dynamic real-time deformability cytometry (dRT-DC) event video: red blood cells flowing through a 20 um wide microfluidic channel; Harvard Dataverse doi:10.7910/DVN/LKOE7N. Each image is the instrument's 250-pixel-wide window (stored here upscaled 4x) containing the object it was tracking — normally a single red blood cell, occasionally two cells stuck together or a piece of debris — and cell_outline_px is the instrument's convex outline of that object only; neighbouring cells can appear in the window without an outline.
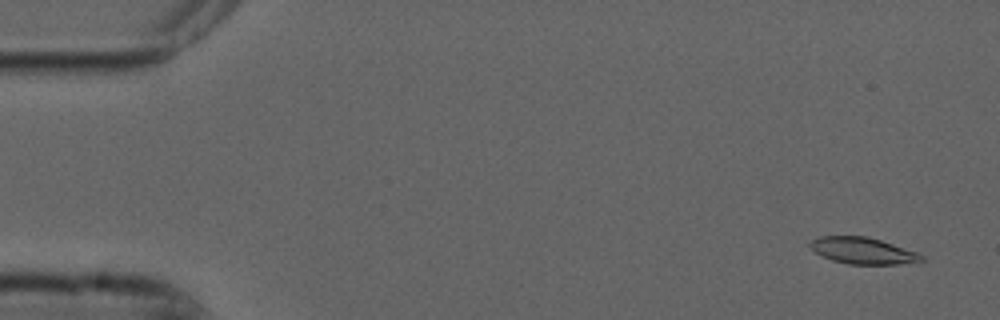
{"species": "common noctule bat (a hibernating species)", "species_latin": "Nyctalus noctula", "temperature_condition": "cold", "stored_images_in_passage": 46, "camera_frame_rate_fps": 3000, "um_per_image_px": 0.085, "animal": {"sex": "male", "forearm_length_mm": 52.5}, "frame": {"image": 1, "passage_image": 3, "time_ms": 0.667, "image_size_px": [1000, 320], "cell_outline_px": [[924, 260], [920, 264], [848, 264], [832, 260], [820, 256], [808, 244], [812, 240], [820, 236], [868, 236], [916, 252], [924, 256]], "centroid_in_image_um": [73.38, 21.32], "position_along_channel_um": 11.6, "area_um2": 17.34}}
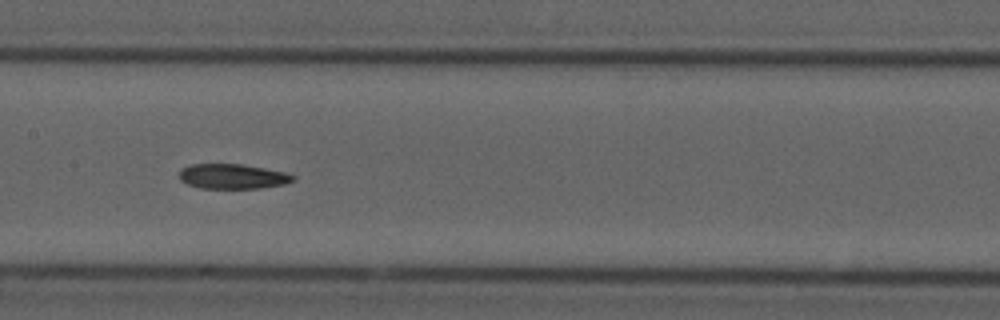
{"frame": {"image": 2, "passage_image": 27, "time_ms": 8.667, "image_size_px": [1000, 320], "cell_outline_px": [[296, 180], [284, 184], [260, 188], [200, 188], [188, 184], [180, 180], [180, 168], [192, 164], [240, 164], [264, 168], [284, 172], [296, 176]], "centroid_in_image_um": [19.77, 14.99], "position_along_channel_um": 187.6, "area_um2": 16.47}}
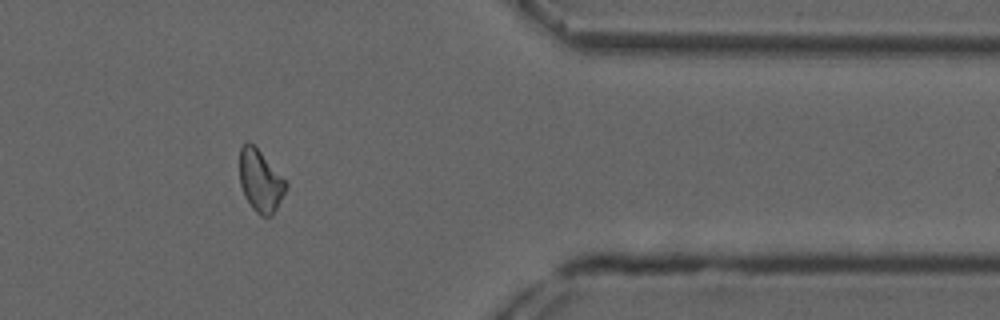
{"frame": {"image": 3, "passage_image": 45, "time_ms": 14.667, "image_size_px": [1000, 320], "cell_outline_px": [[288, 188], [276, 208], [268, 216], [260, 216], [252, 208], [244, 196], [240, 184], [240, 148], [248, 140], [260, 152], [288, 184]], "centroid_in_image_um": [22.12, 15.39], "position_along_channel_um": 389.3, "area_um2": 16.36}, "authors_computed_cell_mechanics": {"area_um2": 17.34, "velocity_mm_per_s": 3.7227, "shape_relaxation_time_tau1_ms": null, "shape_relaxation_time_tau2_ms": 10.7434, "deformation_change_tau1": null, "deformation_change_tau2": 0.1713}}